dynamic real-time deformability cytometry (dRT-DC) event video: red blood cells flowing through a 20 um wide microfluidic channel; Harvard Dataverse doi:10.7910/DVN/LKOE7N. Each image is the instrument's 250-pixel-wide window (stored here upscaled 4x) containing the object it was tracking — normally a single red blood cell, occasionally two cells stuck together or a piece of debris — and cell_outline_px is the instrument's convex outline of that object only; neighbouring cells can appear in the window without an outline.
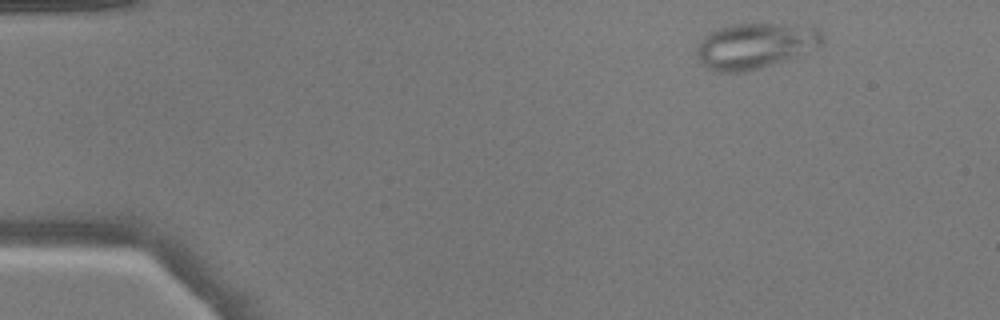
{"species": "common noctule bat (a hibernating species)", "species_latin": "Nyctalus noctula", "temperature_condition": "warm", "stored_images_in_passage": 8, "camera_frame_rate_fps": 3000, "um_per_image_px": 0.085, "animal": {"sex": "male", "body_mass_g": 17.9}, "frame": {"image": 1, "passage_image": 1, "time_ms": 0.0, "image_size_px": [1000, 320], "cell_outline_px": [[824, 44], [796, 56], [760, 68], [744, 72], [716, 72], [704, 68], [696, 56], [696, 48], [704, 36], [708, 32], [732, 24], [812, 24], [820, 28]], "centroid_in_image_um": [64.2, 3.88], "position_along_channel_um": 20.8, "area_um2": 33.87}}